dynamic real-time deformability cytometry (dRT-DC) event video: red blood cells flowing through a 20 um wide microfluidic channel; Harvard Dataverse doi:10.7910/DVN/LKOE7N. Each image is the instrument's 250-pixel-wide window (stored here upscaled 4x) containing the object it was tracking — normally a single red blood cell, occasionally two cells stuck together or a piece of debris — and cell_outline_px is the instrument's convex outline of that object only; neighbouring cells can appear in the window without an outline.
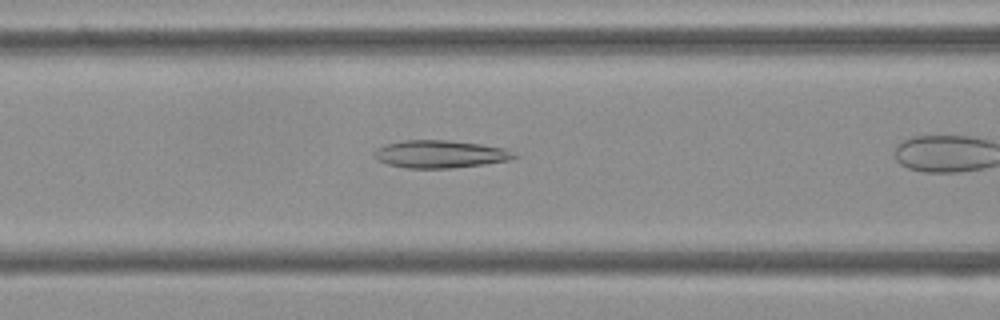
{"species": "Egyptian fruit bat (a non-hibernating species)", "species_latin": "Rousettus aegyptiacus", "temperature_condition": "cold", "stored_images_in_passage": 8, "camera_frame_rate_fps": 3000, "um_per_image_px": 0.085, "frame": {"image": 1, "passage_image": 7, "time_ms": 2.0, "image_size_px": [1000, 320], "cell_outline_px": [[520, 156], [512, 160], [484, 164], [452, 168], [408, 168], [388, 164], [376, 160], [372, 156], [376, 148], [384, 144], [404, 140], [448, 140], [480, 144], [504, 148]], "centroid_in_image_um": [37.39, 13.1], "position_along_channel_um": 129.2, "area_um2": 22.72}}